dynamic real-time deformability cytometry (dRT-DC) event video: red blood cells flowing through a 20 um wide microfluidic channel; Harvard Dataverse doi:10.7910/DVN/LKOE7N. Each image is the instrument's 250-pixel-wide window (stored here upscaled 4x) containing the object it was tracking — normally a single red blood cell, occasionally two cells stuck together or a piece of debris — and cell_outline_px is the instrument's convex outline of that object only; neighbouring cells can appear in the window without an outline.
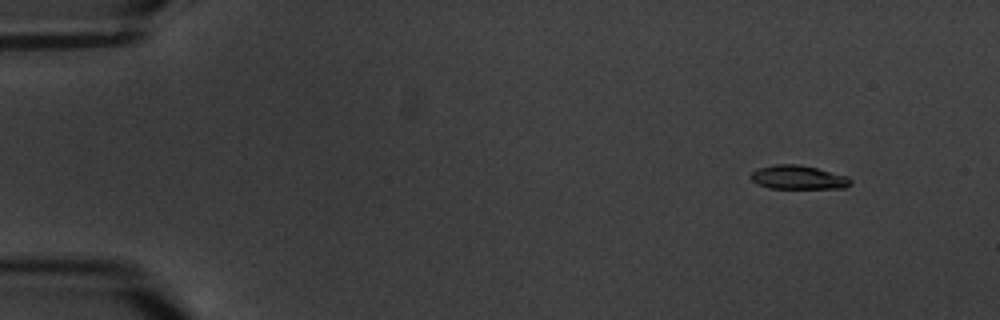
{"species": "common noctule bat (a hibernating species)", "species_latin": "Nyctalus noctula", "temperature_condition": "warm", "stored_images_in_passage": 5, "camera_frame_rate_fps": 3000, "um_per_image_px": 0.085, "animal": {"sex": "male", "body_mass_g": 20.1, "forearm_length_mm": 53.5}, "frame": {"image": 1, "passage_image": 1, "time_ms": 0.0, "image_size_px": [1000, 320], "cell_outline_px": [[852, 184], [844, 188], [768, 188], [756, 184], [748, 176], [752, 172], [760, 168], [776, 164], [800, 164], [848, 176], [852, 180]], "centroid_in_image_um": [67.85, 15.08], "position_along_channel_um": 17.2, "area_um2": 13.93}}
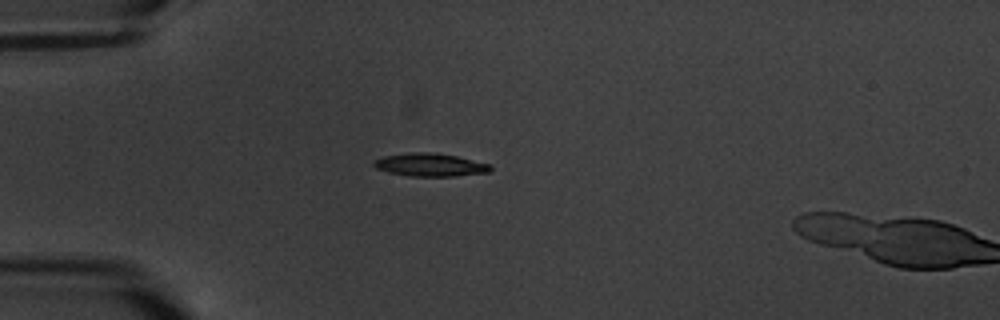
{"frame": {"image": 2, "passage_image": 4, "time_ms": 3.667, "image_size_px": [1000, 320], "cell_outline_px": [[492, 168], [488, 172], [456, 176], [412, 176], [388, 172], [376, 168], [372, 164], [372, 160], [384, 156], [412, 152], [428, 152], [456, 156], [492, 164]], "centroid_in_image_um": [36.55, 14.01], "position_along_channel_um": 48.4, "area_um2": 15.61}}